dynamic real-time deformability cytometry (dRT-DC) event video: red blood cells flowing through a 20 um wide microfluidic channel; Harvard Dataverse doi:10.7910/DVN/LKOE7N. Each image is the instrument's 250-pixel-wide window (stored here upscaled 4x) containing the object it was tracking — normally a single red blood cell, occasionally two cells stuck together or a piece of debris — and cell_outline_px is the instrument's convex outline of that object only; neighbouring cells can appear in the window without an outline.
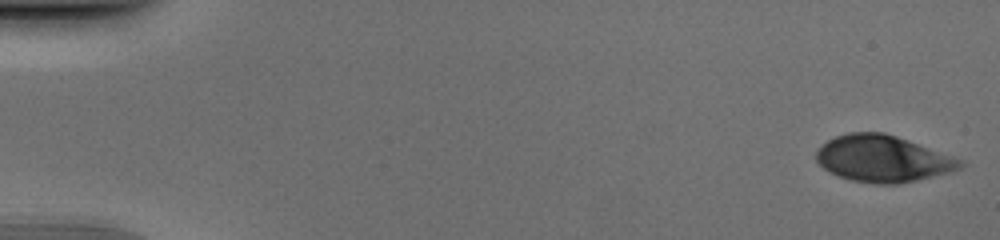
{"species": "human", "species_latin": "Homo sapiens", "temperature_condition": "cold", "stored_images_in_passage": 51, "camera_frame_rate_fps": 3000, "um_per_image_px": 0.085, "donor": {"sex": "male"}, "frame": {"image": 1, "passage_image": 1, "time_ms": 0.0, "image_size_px": [1000, 240], "cell_outline_px": [[964, 164], [960, 168], [952, 172], [916, 180], [896, 184], [876, 184], [852, 180], [828, 172], [816, 160], [816, 152], [828, 140], [836, 136], [848, 132], [884, 132], [896, 136], [964, 160]], "centroid_in_image_um": [75.05, 13.49], "position_along_channel_um": 9.9, "area_um2": 38.84}}
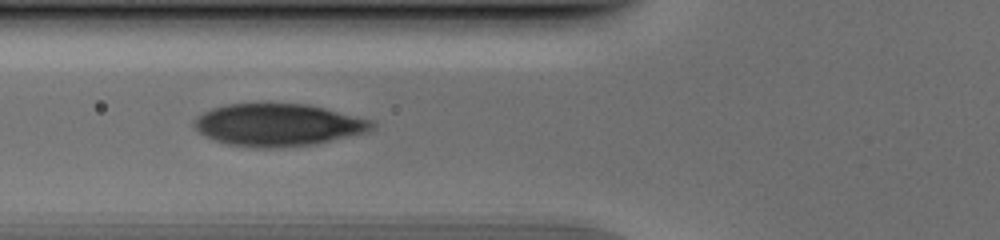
{"frame": {"image": 2, "passage_image": 20, "time_ms": 6.333, "image_size_px": [1000, 240], "cell_outline_px": [[376, 128], [368, 132], [332, 140], [312, 144], [272, 148], [256, 148], [228, 144], [216, 140], [200, 132], [192, 124], [192, 120], [196, 116], [212, 108], [228, 104], [308, 104], [372, 120], [376, 124]], "centroid_in_image_um": [23.65, 10.61], "position_along_channel_um": 102.2, "area_um2": 43.64}}
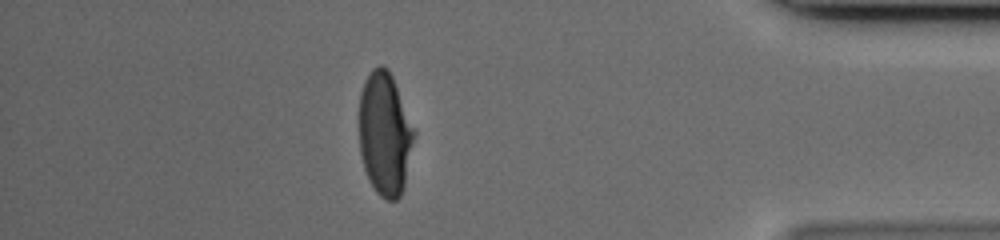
{"frame": {"image": 3, "passage_image": 45, "time_ms": 14.667, "image_size_px": [1000, 240], "cell_outline_px": [[416, 132], [404, 184], [400, 196], [396, 200], [388, 200], [380, 196], [376, 192], [364, 168], [360, 152], [360, 92], [364, 80], [372, 68], [380, 64], [384, 64], [388, 68], [392, 76]], "centroid_in_image_um": [32.71, 11.33], "position_along_channel_um": 402.5, "area_um2": 39.3}}